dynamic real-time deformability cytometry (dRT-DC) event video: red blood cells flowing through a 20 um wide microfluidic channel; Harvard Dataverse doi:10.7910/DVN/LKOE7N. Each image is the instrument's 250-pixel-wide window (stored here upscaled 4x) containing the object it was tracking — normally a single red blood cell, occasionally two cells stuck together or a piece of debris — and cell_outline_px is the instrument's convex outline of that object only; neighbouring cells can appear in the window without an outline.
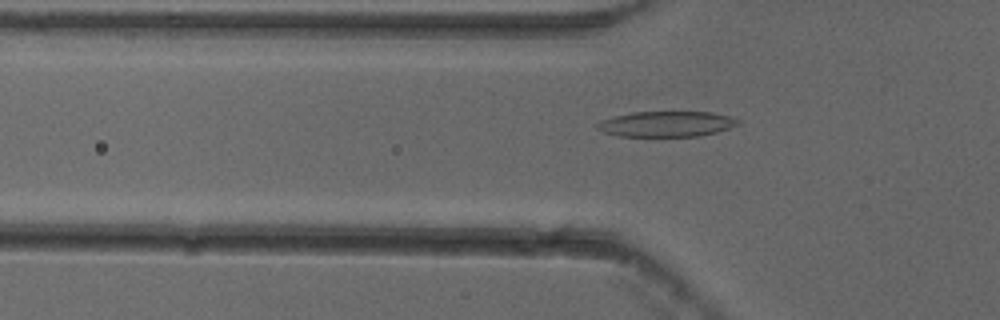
{"species": "common noctule bat (a hibernating species)", "species_latin": "Nyctalus noctula", "temperature_condition": "cold", "stored_images_in_passage": 48, "camera_frame_rate_fps": 3000, "um_per_image_px": 0.085, "animal": {"sex": "female"}, "frame": {"image": 1, "passage_image": 12, "time_ms": 3.667, "image_size_px": [1000, 320], "cell_outline_px": [[740, 124], [716, 132], [700, 136], [620, 136], [604, 132], [596, 128], [596, 124], [600, 120], [632, 112], [712, 112], [728, 116], [740, 120]], "centroid_in_image_um": [56.65, 10.54], "position_along_channel_um": 69.2, "area_um2": 20.81}}
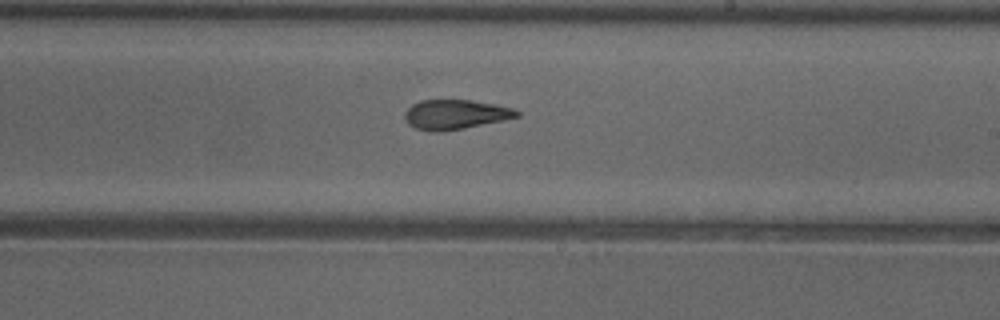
{"frame": {"image": 2, "passage_image": 26, "time_ms": 8.333, "image_size_px": [1000, 320], "cell_outline_px": [[520, 116], [504, 120], [464, 128], [440, 132], [428, 132], [416, 128], [408, 124], [404, 116], [404, 112], [412, 104], [420, 100], [472, 100], [512, 108], [520, 112]], "centroid_in_image_um": [38.67, 9.74], "position_along_channel_um": 250.3, "area_um2": 19.36}}
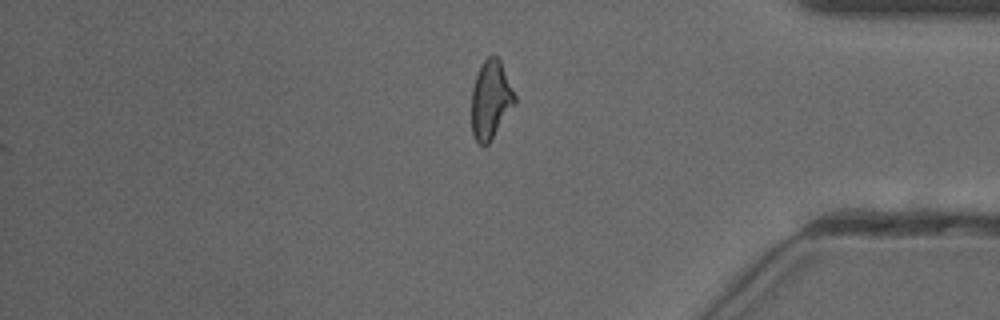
{"frame": {"image": 3, "passage_image": 39, "time_ms": 12.667, "image_size_px": [1000, 320], "cell_outline_px": [[516, 104], [492, 140], [488, 144], [480, 144], [472, 136], [472, 88], [480, 64], [488, 56], [496, 56], [500, 60], [516, 96]], "centroid_in_image_um": [41.72, 8.5], "position_along_channel_um": 393.5, "area_um2": 19.88}, "authors_computed_cell_mechanics": {"area_um2": 20.0566, "velocity_mm_per_s": 3.8652, "shape_relaxation_time_tau1_ms": null, "shape_relaxation_time_tau2_ms": 1.701, "deformation_change_tau1": null, "deformation_change_tau2": 0.0943}}